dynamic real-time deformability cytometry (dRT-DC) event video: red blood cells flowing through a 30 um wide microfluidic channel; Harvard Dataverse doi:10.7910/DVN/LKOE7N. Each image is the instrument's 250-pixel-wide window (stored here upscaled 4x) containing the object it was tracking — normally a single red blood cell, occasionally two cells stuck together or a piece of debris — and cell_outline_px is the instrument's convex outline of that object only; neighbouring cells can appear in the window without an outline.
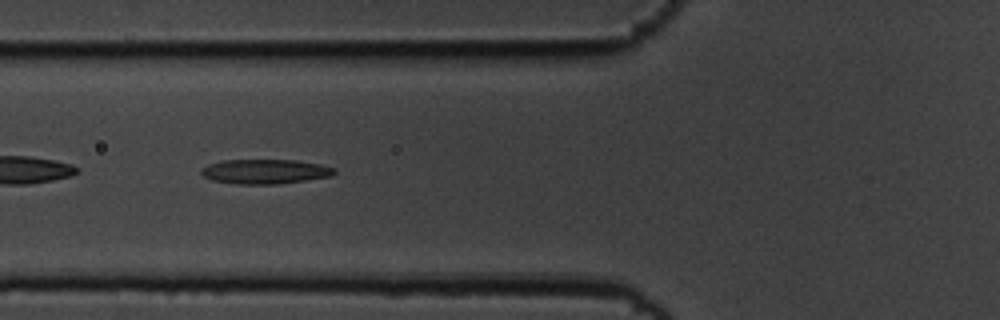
{"species": "common noctule bat (a hibernating species)", "species_latin": "Nyctalus noctula", "temperature_condition": "cold", "stored_images_in_passage": 55, "camera_frame_rate_fps": 3000, "um_per_image_px": 0.085, "animal": {"sex": "male", "body_mass_g": 19.5, "forearm_length_mm": 54.6}, "frame": {"image": 1, "passage_image": 21, "time_ms": 6.667, "image_size_px": [1000, 320], "cell_outline_px": [[336, 172], [332, 176], [276, 184], [236, 184], [212, 180], [204, 176], [200, 172], [200, 168], [208, 164], [224, 160], [296, 160], [320, 164], [336, 168]], "centroid_in_image_um": [22.52, 14.57], "position_along_channel_um": 103.3, "area_um2": 19.07}}
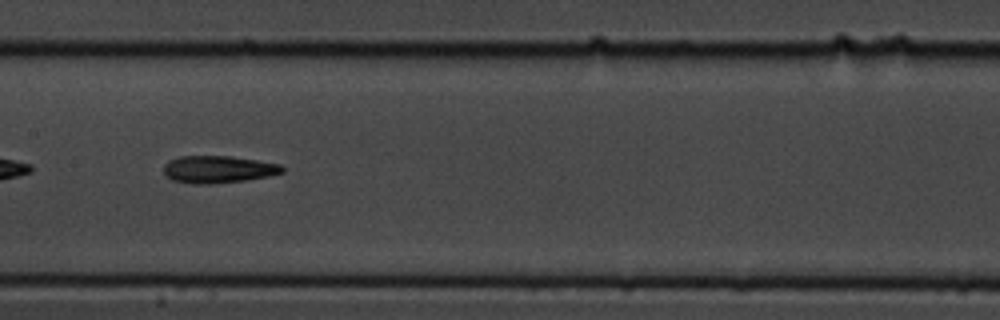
{"frame": {"image": 2, "passage_image": 28, "time_ms": 9.0, "image_size_px": [1000, 320], "cell_outline_px": [[284, 172], [268, 176], [248, 180], [208, 184], [196, 184], [172, 180], [164, 172], [164, 164], [168, 160], [180, 156], [228, 156], [256, 160], [280, 164], [284, 168]], "centroid_in_image_um": [18.54, 14.39], "position_along_channel_um": 188.9, "area_um2": 18.79}}
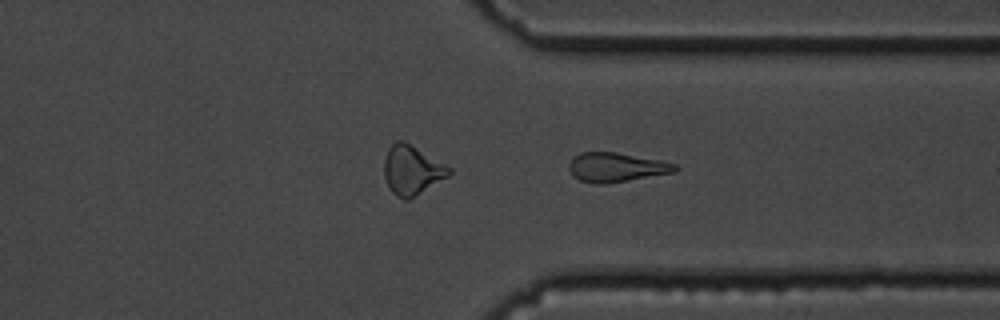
{"frame": {"image": 3, "passage_image": 42, "time_ms": 13.667, "image_size_px": [1000, 320], "cell_outline_px": [[680, 168], [676, 172], [604, 184], [596, 184], [580, 180], [572, 176], [568, 168], [568, 164], [580, 152], [616, 152], [660, 160], [676, 164]], "centroid_in_image_um": [52.39, 14.22], "position_along_channel_um": 359.0, "area_um2": 18.09}, "authors_computed_cell_mechanics": {"area_um2": 19.1896, "velocity_mm_per_s": 3.6535, "shape_relaxation_time_tau1_ms": 4.4859, "shape_relaxation_time_tau2_ms": 7.7313, "deformation_change_tau1": 0.125, "deformation_change_tau2": 0.2093}}